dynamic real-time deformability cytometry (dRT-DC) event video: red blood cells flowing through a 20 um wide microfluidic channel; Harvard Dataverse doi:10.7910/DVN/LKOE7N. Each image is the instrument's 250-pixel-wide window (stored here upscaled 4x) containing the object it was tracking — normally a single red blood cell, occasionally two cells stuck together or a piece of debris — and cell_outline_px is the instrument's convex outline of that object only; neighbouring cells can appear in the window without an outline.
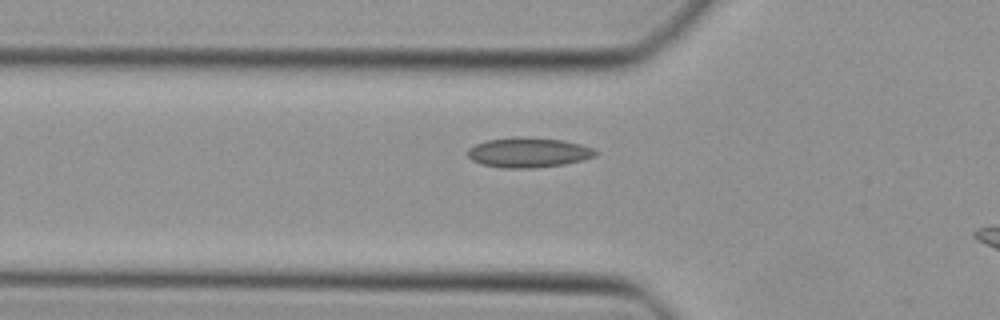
{"species": "Egyptian fruit bat (a non-hibernating species)", "species_latin": "Rousettus aegyptiacus", "temperature_condition": "cold", "stored_images_in_passage": 6, "camera_frame_rate_fps": 3000, "um_per_image_px": 0.085, "animal": {"sex": "female"}, "frame": {"image": 1, "passage_image": 5, "time_ms": 1.333, "image_size_px": [1000, 320], "cell_outline_px": [[600, 152], [596, 156], [584, 160], [564, 164], [532, 168], [504, 168], [484, 164], [472, 160], [468, 156], [468, 148], [476, 144], [488, 140], [516, 136], [524, 136], [564, 140], [580, 144], [592, 148]], "centroid_in_image_um": [44.96, 12.95], "position_along_channel_um": 80.8, "area_um2": 22.37}}